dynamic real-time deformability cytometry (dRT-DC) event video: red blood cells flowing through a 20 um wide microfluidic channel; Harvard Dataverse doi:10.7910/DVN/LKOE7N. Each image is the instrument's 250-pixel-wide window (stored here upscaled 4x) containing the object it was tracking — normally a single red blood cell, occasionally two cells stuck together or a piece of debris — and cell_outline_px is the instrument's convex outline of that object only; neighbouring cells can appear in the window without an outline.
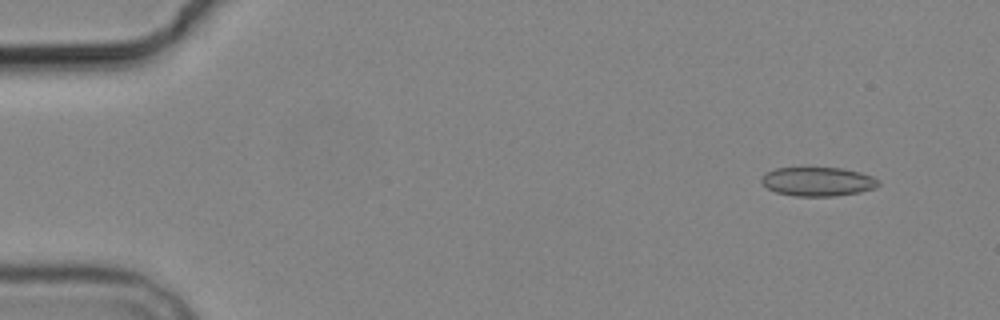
{"species": "common noctule bat (a hibernating species)", "species_latin": "Nyctalus noctula", "temperature_condition": "cold", "stored_images_in_passage": 5, "camera_frame_rate_fps": 3000, "um_per_image_px": 0.085, "animal": {"sex": "male", "body_mass_g": 19.2, "forearm_length_mm": 51.8}, "frame": {"image": 1, "passage_image": 1, "time_ms": 0.0, "image_size_px": [1000, 320], "cell_outline_px": [[880, 184], [876, 188], [860, 192], [836, 196], [796, 196], [776, 192], [768, 188], [760, 180], [760, 176], [764, 172], [776, 168], [840, 168], [860, 172], [872, 176], [880, 180]], "centroid_in_image_um": [69.52, 15.43], "position_along_channel_um": 15.5, "area_um2": 19.88}}
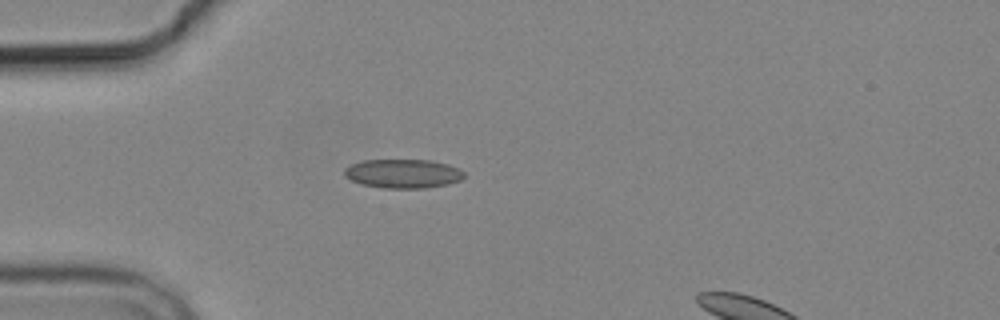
{"frame": {"image": 2, "passage_image": 3, "time_ms": 3.667, "image_size_px": [1000, 320], "cell_outline_px": [[464, 176], [460, 180], [448, 184], [424, 188], [380, 188], [360, 184], [344, 176], [344, 168], [352, 164], [364, 160], [428, 160], [448, 164], [460, 168], [464, 172]], "centroid_in_image_um": [34.25, 14.76], "position_along_channel_um": 50.8, "area_um2": 20.29}}
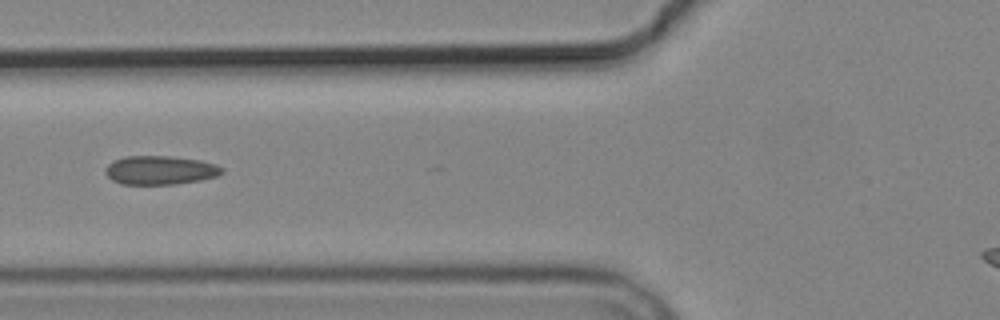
{"frame": {"image": 3, "passage_image": 5, "time_ms": 5.667, "image_size_px": [1000, 320], "cell_outline_px": [[224, 172], [216, 176], [200, 180], [172, 184], [120, 184], [112, 180], [104, 172], [104, 168], [112, 160], [124, 156], [168, 156], [200, 160], [216, 164], [224, 168]], "centroid_in_image_um": [13.58, 14.46], "position_along_channel_um": 112.2, "area_um2": 19.65}}